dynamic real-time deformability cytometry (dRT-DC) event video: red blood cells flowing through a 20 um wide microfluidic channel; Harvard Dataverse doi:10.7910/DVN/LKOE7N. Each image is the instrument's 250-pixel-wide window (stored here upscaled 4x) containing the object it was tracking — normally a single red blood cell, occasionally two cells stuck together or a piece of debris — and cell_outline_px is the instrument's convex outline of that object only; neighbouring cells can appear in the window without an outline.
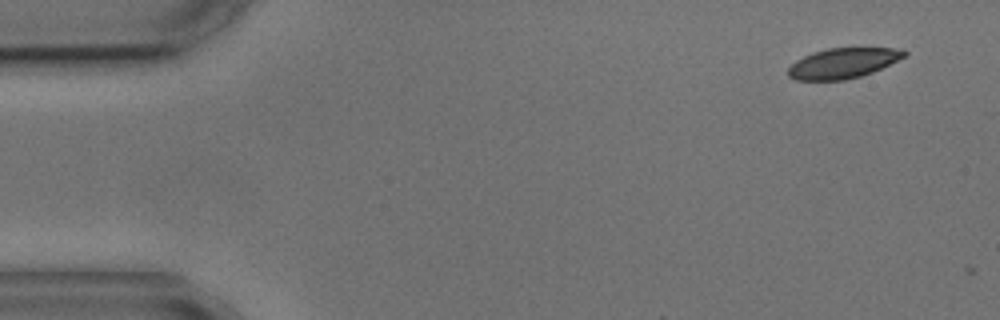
{"species": "common noctule bat (a hibernating species)", "species_latin": "Nyctalus noctula", "temperature_condition": "cold", "stored_images_in_passage": 5, "camera_frame_rate_fps": 3000, "um_per_image_px": 0.085, "animal": {"sex": "male", "body_mass_g": 17.9, "forearm_length_mm": 54.2}, "frame": {"image": 1, "passage_image": 1, "time_ms": 0.0, "image_size_px": [1000, 320], "cell_outline_px": [[908, 52], [904, 56], [872, 72], [860, 76], [844, 80], [796, 80], [788, 76], [788, 68], [796, 60], [812, 52], [828, 48], [904, 48]], "centroid_in_image_um": [71.63, 5.36], "position_along_channel_um": 13.4, "area_um2": 20.29}}